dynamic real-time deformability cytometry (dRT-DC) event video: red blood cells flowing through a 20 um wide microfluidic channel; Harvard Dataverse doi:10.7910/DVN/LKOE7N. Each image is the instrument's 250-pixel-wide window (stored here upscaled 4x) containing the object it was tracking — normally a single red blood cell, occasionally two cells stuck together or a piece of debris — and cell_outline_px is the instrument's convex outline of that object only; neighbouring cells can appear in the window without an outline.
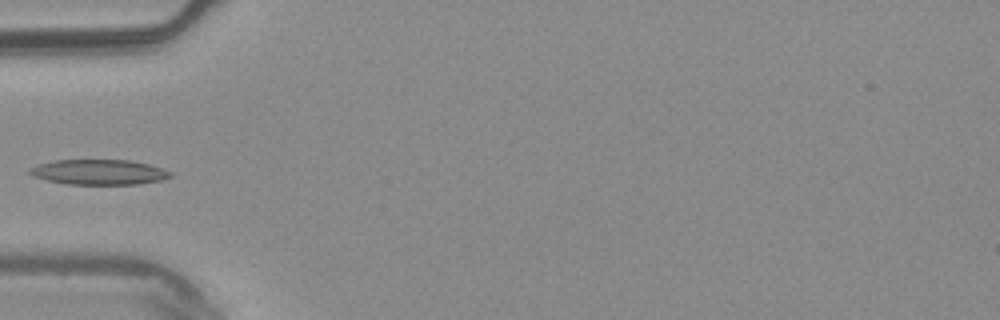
{"species": "common noctule bat (a hibernating species)", "species_latin": "Nyctalus noctula", "temperature_condition": "warm", "stored_images_in_passage": 7, "camera_frame_rate_fps": 3000, "um_per_image_px": 0.085, "animal": {"sex": "male", "body_mass_g": 20.4}, "frame": {"image": 1, "passage_image": 6, "time_ms": 1.667, "image_size_px": [1000, 320], "cell_outline_px": [[172, 176], [160, 180], [136, 184], [68, 184], [44, 180], [32, 176], [28, 172], [28, 168], [40, 164], [56, 160], [132, 160], [164, 168], [172, 172]], "centroid_in_image_um": [8.4, 14.62], "position_along_channel_um": 76.6, "area_um2": 20.69}}